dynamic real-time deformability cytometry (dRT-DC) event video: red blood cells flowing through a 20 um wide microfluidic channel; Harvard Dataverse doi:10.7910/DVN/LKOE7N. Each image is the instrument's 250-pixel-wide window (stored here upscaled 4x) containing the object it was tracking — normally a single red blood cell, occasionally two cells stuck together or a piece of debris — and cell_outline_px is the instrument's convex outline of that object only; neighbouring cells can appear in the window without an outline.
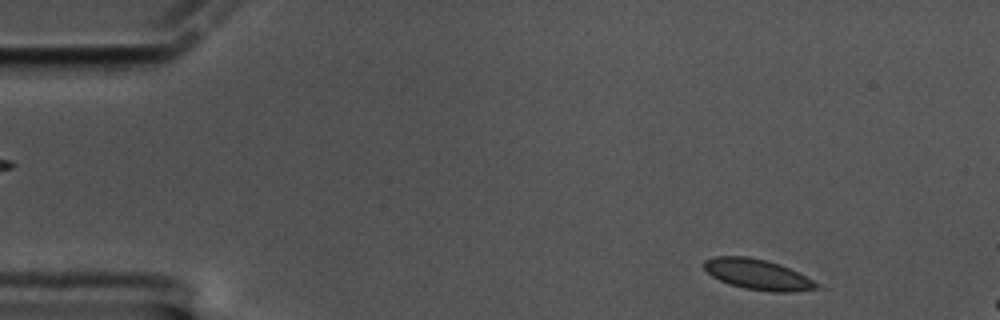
{"species": "common noctule bat (a hibernating species)", "species_latin": "Nyctalus noctula", "temperature_condition": "cold", "stored_images_in_passage": 8, "camera_frame_rate_fps": 3000, "um_per_image_px": 0.085, "animal": {"sex": "male", "body_mass_g": 17.5, "forearm_length_mm": 52.3}, "frame": {"image": 1, "passage_image": 3, "time_ms": 0.667, "image_size_px": [1000, 320], "cell_outline_px": [[824, 288], [788, 292], [772, 292], [744, 288], [728, 284], [712, 276], [704, 268], [704, 260], [716, 256], [748, 256], [780, 264], [820, 284]], "centroid_in_image_um": [64.4, 23.33], "position_along_channel_um": 20.6, "area_um2": 19.88}}